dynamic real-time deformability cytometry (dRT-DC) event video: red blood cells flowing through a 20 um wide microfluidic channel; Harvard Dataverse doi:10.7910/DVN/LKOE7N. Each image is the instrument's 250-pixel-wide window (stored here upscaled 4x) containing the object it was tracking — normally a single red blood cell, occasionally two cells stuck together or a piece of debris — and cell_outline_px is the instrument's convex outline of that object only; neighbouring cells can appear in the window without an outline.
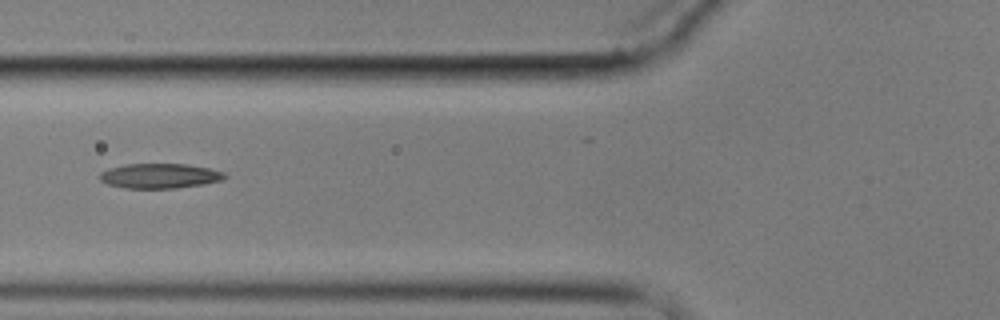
{"species": "common noctule bat (a hibernating species)", "species_latin": "Nyctalus noctula", "temperature_condition": "cold", "stored_images_in_passage": 14, "camera_frame_rate_fps": 3000, "um_per_image_px": 0.085, "animal": {"sex": "male", "body_mass_g": 17.9}, "frame": {"image": 1, "passage_image": 5, "time_ms": 6.0, "image_size_px": [1000, 320], "cell_outline_px": [[228, 176], [224, 180], [204, 184], [176, 188], [124, 188], [108, 184], [100, 180], [100, 172], [108, 168], [124, 164], [188, 164], [208, 168], [224, 172]], "centroid_in_image_um": [13.59, 14.95], "position_along_channel_um": 112.2, "area_um2": 18.21}}
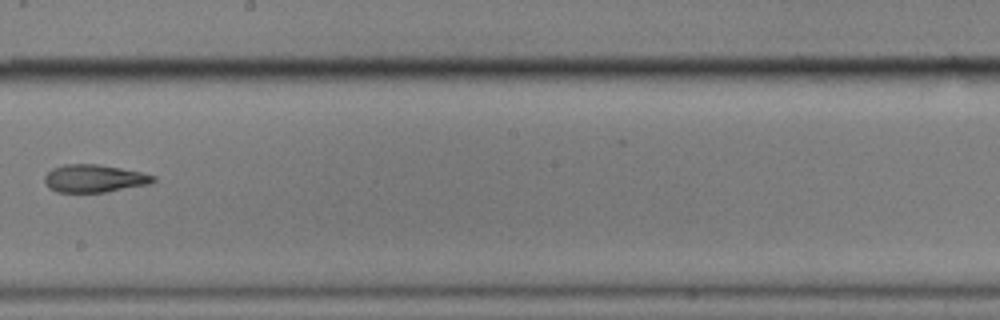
{"frame": {"image": 2, "passage_image": 8, "time_ms": 9.667, "image_size_px": [1000, 320], "cell_outline_px": [[156, 180], [148, 184], [104, 192], [56, 192], [48, 188], [44, 184], [44, 176], [52, 168], [64, 164], [96, 164], [120, 168], [140, 172], [156, 176]], "centroid_in_image_um": [7.95, 15.17], "position_along_channel_um": 240.2, "area_um2": 17.51}}
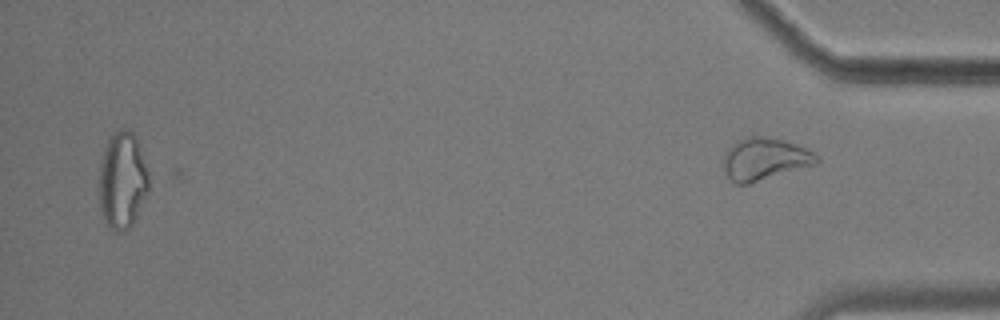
{"frame": {"image": 3, "passage_image": 14, "time_ms": 17.333, "image_size_px": [1000, 320], "cell_outline_px": [[820, 160], [816, 164], [748, 184], [736, 184], [724, 172], [724, 156], [728, 148], [736, 140], [752, 136], [764, 136], [784, 140], [796, 144], [820, 156]], "centroid_in_image_um": [65.0, 13.51], "position_along_channel_um": 370.2, "area_um2": 22.83}, "authors_computed_cell_mechanics": {"area_um2": 18.2359, "velocity_mm_per_s": 3.5037, "shape_relaxation_time_tau1_ms": null, "shape_relaxation_time_tau2_ms": 3.5424, "deformation_change_tau1": null, "deformation_change_tau2": 0.1173}}